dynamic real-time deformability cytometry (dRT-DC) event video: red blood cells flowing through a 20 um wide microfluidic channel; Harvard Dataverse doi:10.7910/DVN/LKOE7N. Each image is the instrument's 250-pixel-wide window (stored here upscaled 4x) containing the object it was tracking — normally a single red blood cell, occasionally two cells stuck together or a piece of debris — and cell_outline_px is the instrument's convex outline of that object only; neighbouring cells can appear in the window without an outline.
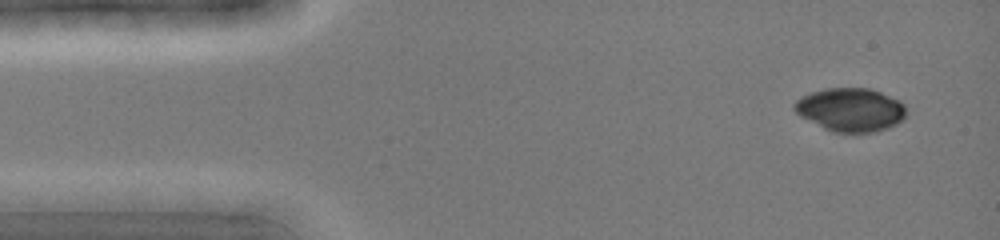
{"species": "common noctule bat (a hibernating species)", "species_latin": "Nyctalus noctula", "temperature_condition": "cold", "stored_images_in_passage": 12, "camera_frame_rate_fps": 3000, "um_per_image_px": 0.085, "animal": {"sex": "female", "body_mass_g": 19.0, "forearm_length_mm": 51.5}, "frame": {"image": 1, "passage_image": 3, "time_ms": 0.667, "image_size_px": [1000, 240], "cell_outline_px": [[904, 120], [888, 128], [876, 132], [832, 132], [800, 116], [792, 108], [792, 104], [796, 100], [812, 92], [824, 88], [872, 88], [900, 100], [904, 104]], "centroid_in_image_um": [72.3, 9.32], "position_along_channel_um": 12.7, "area_um2": 28.38}}